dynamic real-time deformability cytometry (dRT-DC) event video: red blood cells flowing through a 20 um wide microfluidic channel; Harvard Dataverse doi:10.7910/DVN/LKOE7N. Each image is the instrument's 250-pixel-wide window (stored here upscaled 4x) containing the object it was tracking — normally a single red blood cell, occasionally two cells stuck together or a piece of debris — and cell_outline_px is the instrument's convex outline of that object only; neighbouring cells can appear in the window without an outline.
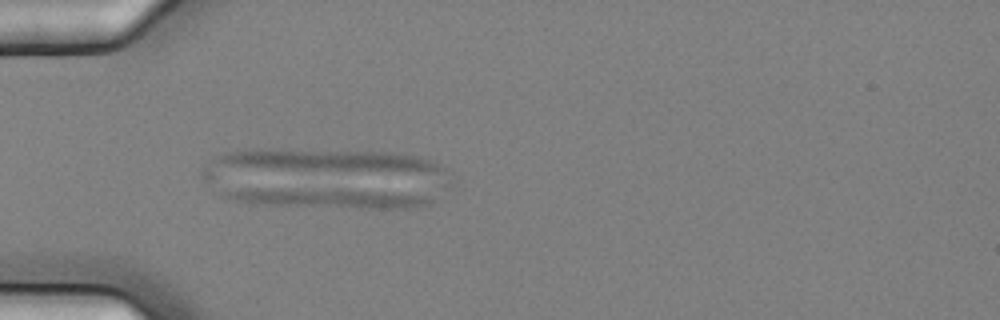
{"species": "common noctule bat (a hibernating species)", "species_latin": "Nyctalus noctula", "temperature_condition": "cold", "stored_images_in_passage": 3, "camera_frame_rate_fps": 3000, "um_per_image_px": 0.085, "animal": {"sex": "female", "body_mass_g": 25.1}, "frame": {"image": 1, "passage_image": 3, "time_ms": 0.667, "image_size_px": [1000, 320], "cell_outline_px": [[432, 204], [408, 208], [360, 208], [248, 204], [220, 196], [220, 192], [244, 188], [260, 188], [384, 192], [424, 196], [432, 200]], "centroid_in_image_um": [27.67, 16.86], "position_along_channel_um": 57.3, "area_um2": 22.6}}